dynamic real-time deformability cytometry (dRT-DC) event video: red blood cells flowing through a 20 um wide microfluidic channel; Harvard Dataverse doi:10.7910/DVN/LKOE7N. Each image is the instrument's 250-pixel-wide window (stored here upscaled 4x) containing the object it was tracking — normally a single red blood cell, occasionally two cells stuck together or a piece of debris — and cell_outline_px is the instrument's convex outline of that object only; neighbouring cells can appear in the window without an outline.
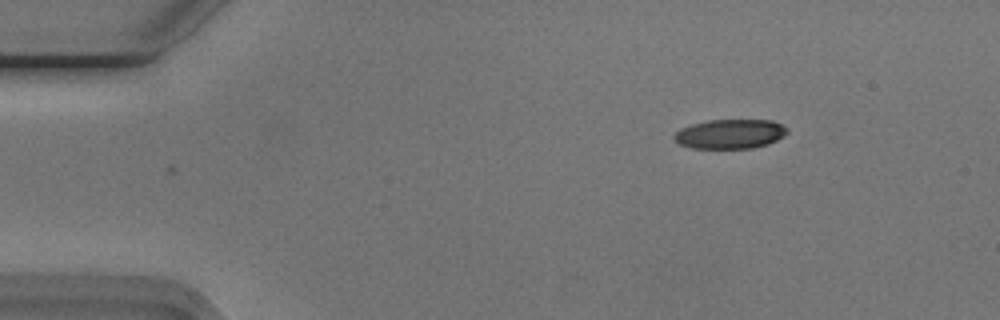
{"species": "Egyptian fruit bat (a non-hibernating species)", "species_latin": "Rousettus aegyptiacus", "temperature_condition": "cold", "stored_images_in_passage": 31, "camera_frame_rate_fps": 3000, "um_per_image_px": 0.085, "animal": {"sex": "male"}, "frame": {"image": 1, "passage_image": 1, "time_ms": 0.0, "image_size_px": [1000, 320], "cell_outline_px": [[788, 132], [784, 136], [768, 144], [752, 148], [692, 148], [680, 144], [672, 136], [680, 128], [692, 124], [708, 120], [772, 120], [788, 128]], "centroid_in_image_um": [62.07, 11.38], "position_along_channel_um": 22.9, "area_um2": 19.36}}
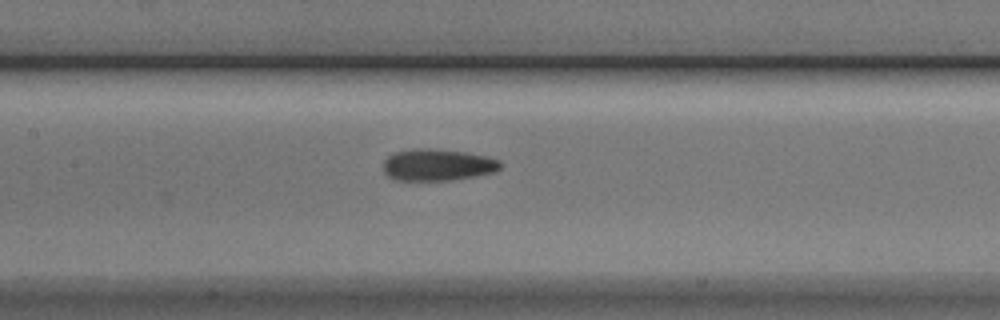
{"frame": {"image": 2, "passage_image": 19, "time_ms": 6.0, "image_size_px": [1000, 320], "cell_outline_px": [[500, 168], [496, 172], [476, 176], [452, 180], [396, 180], [388, 176], [384, 172], [384, 160], [392, 152], [412, 148], [428, 148], [464, 152], [484, 156], [500, 160]], "centroid_in_image_um": [37.17, 14.01], "position_along_channel_um": 170.2, "area_um2": 21.73}}
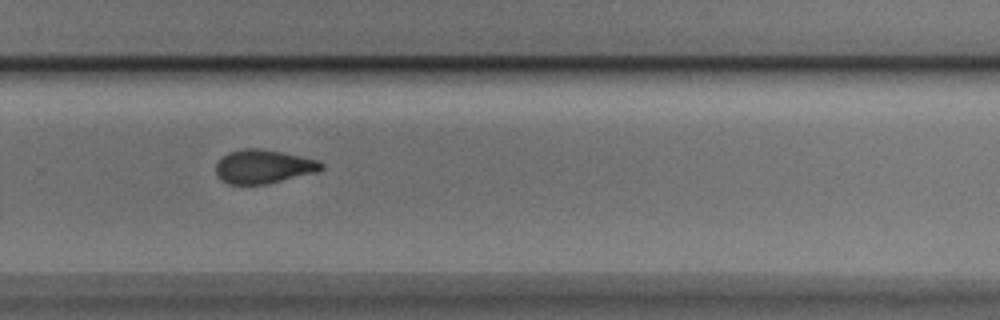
{"frame": {"image": 3, "passage_image": 30, "time_ms": 9.667, "image_size_px": [1000, 320], "cell_outline_px": [[324, 168], [316, 172], [268, 184], [228, 184], [220, 180], [216, 176], [216, 164], [228, 152], [244, 148], [256, 148], [280, 152], [300, 156], [316, 160], [324, 164]], "centroid_in_image_um": [22.37, 14.17], "position_along_channel_um": 307.4, "area_um2": 20.63}, "authors_computed_cell_mechanics": {"area_um2": 21.2126, "velocity_mm_per_s": 3.7567, "shape_relaxation_time_tau1_ms": 6.3606, "shape_relaxation_time_tau2_ms": 2.8732, "deformation_change_tau1": 0.1846, "deformation_change_tau2": 0.1099}}